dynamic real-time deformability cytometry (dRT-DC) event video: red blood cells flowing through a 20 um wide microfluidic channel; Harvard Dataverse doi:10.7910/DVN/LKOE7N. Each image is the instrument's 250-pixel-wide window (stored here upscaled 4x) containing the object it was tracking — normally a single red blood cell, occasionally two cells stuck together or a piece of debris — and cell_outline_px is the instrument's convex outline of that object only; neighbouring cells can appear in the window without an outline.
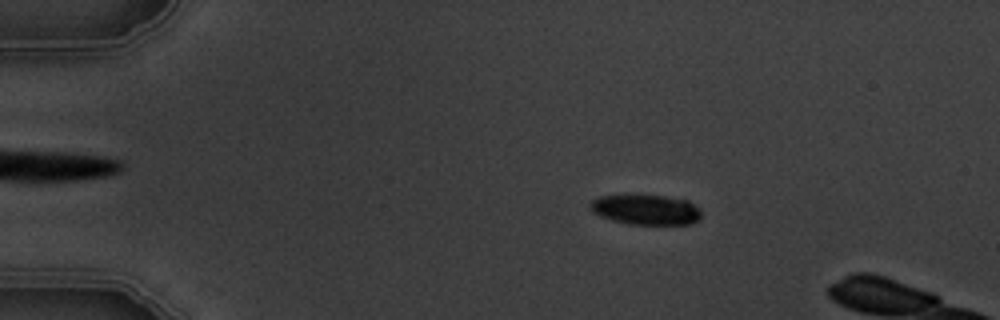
{"species": "common noctule bat (a hibernating species)", "species_latin": "Nyctalus noctula", "temperature_condition": "warm", "stored_images_in_passage": 5, "camera_frame_rate_fps": 3000, "um_per_image_px": 0.085, "animal": {"sex": "male", "body_mass_g": 19.5, "forearm_length_mm": 54.6}, "frame": {"image": 1, "passage_image": 3, "time_ms": 2.333, "image_size_px": [1000, 320], "cell_outline_px": [[700, 220], [692, 224], [628, 224], [612, 220], [600, 216], [592, 212], [588, 208], [588, 204], [592, 200], [600, 196], [664, 196], [688, 200], [700, 208]], "centroid_in_image_um": [54.9, 17.83], "position_along_channel_um": 30.1, "area_um2": 19.48}}